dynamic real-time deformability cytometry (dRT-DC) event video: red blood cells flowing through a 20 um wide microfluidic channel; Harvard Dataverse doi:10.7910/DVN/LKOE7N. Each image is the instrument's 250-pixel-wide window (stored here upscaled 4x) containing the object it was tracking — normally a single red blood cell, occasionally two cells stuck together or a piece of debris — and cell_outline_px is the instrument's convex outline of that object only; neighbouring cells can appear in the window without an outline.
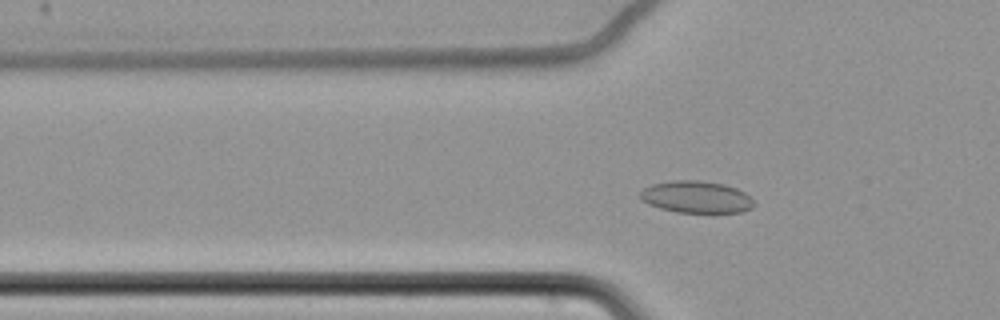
{"species": "common noctule bat (a hibernating species)", "species_latin": "Nyctalus noctula", "temperature_condition": "cold", "stored_images_in_passage": 60, "camera_frame_rate_fps": 3000, "um_per_image_px": 0.085, "animal": {"sex": "female", "body_mass_g": 22.7, "forearm_length_mm": 54.2}, "frame": {"image": 1, "passage_image": 20, "time_ms": 6.333, "image_size_px": [1000, 320], "cell_outline_px": [[756, 204], [752, 208], [740, 212], [676, 212], [660, 208], [648, 204], [640, 200], [640, 192], [644, 188], [652, 184], [672, 180], [700, 180], [724, 184], [736, 188], [744, 192]], "centroid_in_image_um": [59.17, 16.74], "position_along_channel_um": 66.6, "area_um2": 21.21}}
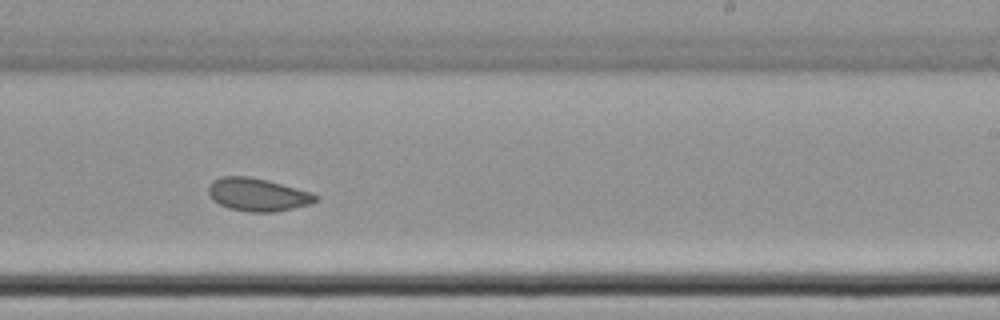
{"frame": {"image": 2, "passage_image": 38, "time_ms": 12.333, "image_size_px": [1000, 320], "cell_outline_px": [[320, 200], [308, 204], [276, 212], [248, 212], [228, 208], [212, 200], [208, 196], [208, 188], [212, 180], [224, 176], [248, 176], [268, 180], [312, 192], [320, 196]], "centroid_in_image_um": [21.9, 16.54], "position_along_channel_um": 267.1, "area_um2": 20.81}}
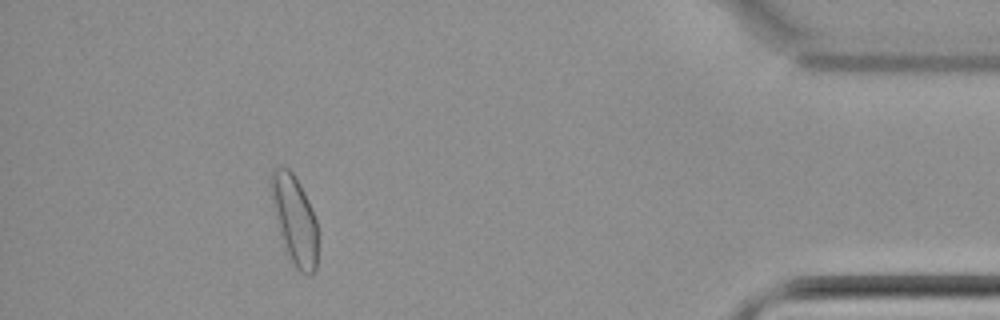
{"frame": {"image": 3, "passage_image": 55, "time_ms": 18.0, "image_size_px": [1000, 320], "cell_outline_px": [[316, 268], [312, 272], [300, 272], [296, 268], [284, 248], [268, 184], [268, 180], [272, 168], [288, 168], [292, 172], [300, 184], [308, 200], [316, 220]], "centroid_in_image_um": [25.0, 18.6], "position_along_channel_um": 410.2, "area_um2": 23.64}, "authors_computed_cell_mechanics": {"area_um2": 21.5305, "velocity_mm_per_s": 3.4244, "shape_relaxation_time_tau1_ms": null, "shape_relaxation_time_tau2_ms": 4.0826, "deformation_change_tau1": null, "deformation_change_tau2": 0.0502}}